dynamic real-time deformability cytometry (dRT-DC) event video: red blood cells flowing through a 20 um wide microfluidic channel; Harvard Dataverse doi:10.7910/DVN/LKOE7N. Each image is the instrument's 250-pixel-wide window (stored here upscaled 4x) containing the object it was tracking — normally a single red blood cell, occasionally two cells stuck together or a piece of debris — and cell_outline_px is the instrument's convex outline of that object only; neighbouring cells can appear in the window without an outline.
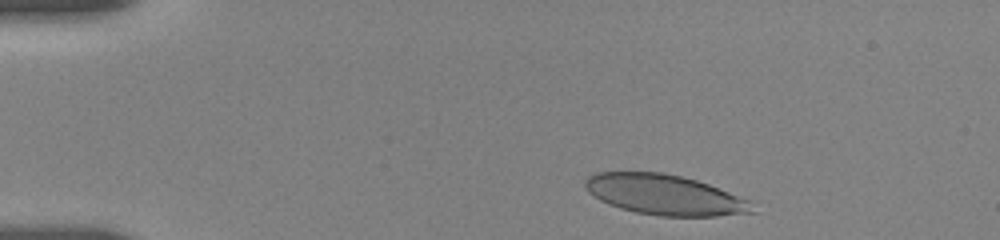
{"species": "human", "species_latin": "Homo sapiens", "temperature_condition": "room temperature", "stored_images_in_passage": 15, "camera_frame_rate_fps": 3000, "um_per_image_px": 0.085, "donor": {"sex": "female"}, "frame": {"image": 1, "passage_image": 3, "time_ms": 0.667, "image_size_px": [1000, 240], "cell_outline_px": [[756, 212], [716, 216], [660, 216], [636, 212], [620, 208], [608, 204], [600, 200], [588, 192], [584, 184], [584, 180], [588, 176], [596, 172], [664, 172], [696, 180], [708, 184], [748, 200]], "centroid_in_image_um": [56.45, 16.55], "position_along_channel_um": 28.6, "area_um2": 39.02}}
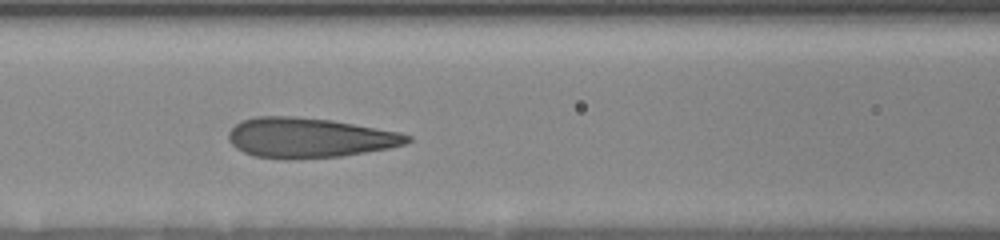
{"frame": {"image": 2, "passage_image": 10, "time_ms": 5.667, "image_size_px": [1000, 240], "cell_outline_px": [[412, 140], [404, 144], [388, 148], [340, 156], [292, 160], [288, 160], [252, 156], [236, 148], [228, 140], [228, 132], [240, 120], [256, 116], [296, 116], [332, 120], [400, 132], [412, 136]], "centroid_in_image_um": [26.25, 11.71], "position_along_channel_um": 140.4, "area_um2": 41.91}}
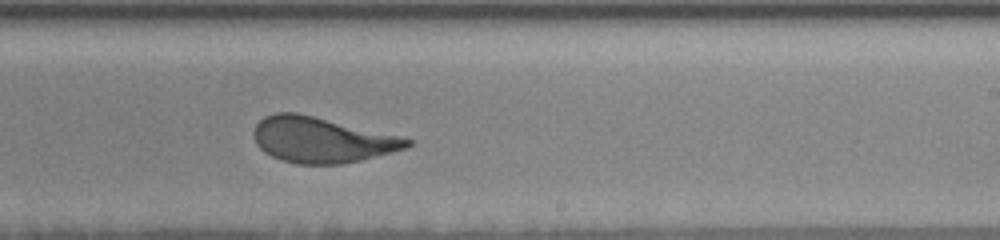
{"frame": {"image": 3, "passage_image": 15, "time_ms": 9.0, "image_size_px": [1000, 240], "cell_outline_px": [[412, 144], [404, 148], [360, 160], [340, 164], [296, 164], [280, 160], [264, 152], [256, 144], [252, 136], [252, 132], [256, 124], [264, 116], [276, 112], [296, 112], [400, 136], [412, 140]], "centroid_in_image_um": [27.26, 11.88], "position_along_channel_um": 261.7, "area_um2": 40.46}}